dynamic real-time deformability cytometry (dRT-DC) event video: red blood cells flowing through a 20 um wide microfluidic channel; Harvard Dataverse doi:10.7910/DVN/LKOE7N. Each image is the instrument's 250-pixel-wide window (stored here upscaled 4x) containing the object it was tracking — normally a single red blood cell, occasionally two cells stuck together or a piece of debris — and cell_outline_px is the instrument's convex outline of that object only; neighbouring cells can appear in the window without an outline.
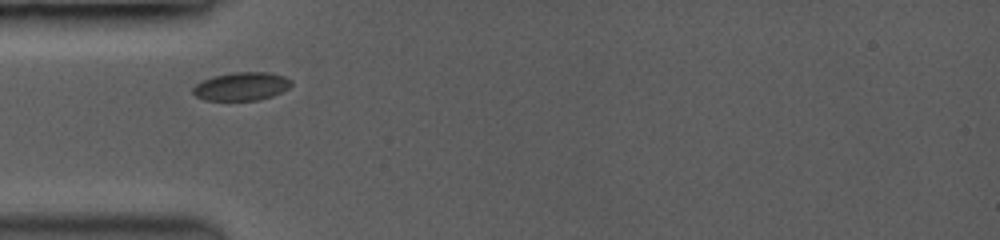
{"species": "common noctule bat (a hibernating species)", "species_latin": "Nyctalus noctula", "temperature_condition": "room temperature", "stored_images_in_passage": 12, "camera_frame_rate_fps": 3500, "um_per_image_px": 0.085, "animal": {"sex": "female", "body_mass_g": 19.0, "forearm_length_mm": 53.3}, "frame": {"image": 1, "passage_image": 1, "time_ms": 0.0, "image_size_px": [1000, 240], "cell_outline_px": [[292, 84], [288, 88], [272, 96], [256, 100], [208, 100], [196, 96], [192, 92], [192, 88], [196, 84], [212, 76], [232, 72], [268, 72], [284, 76], [292, 80]], "centroid_in_image_um": [20.53, 7.33], "position_along_channel_um": 64.5, "area_um2": 16.13}}
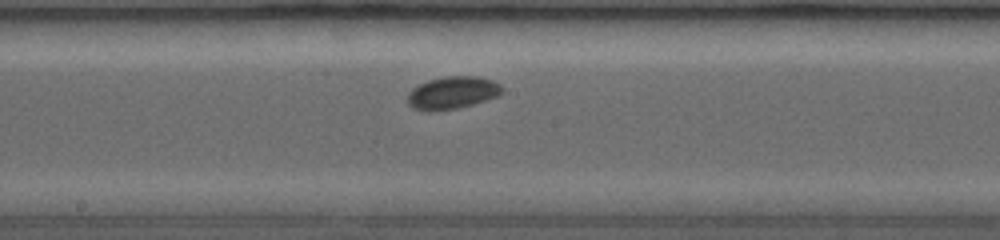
{"frame": {"image": 2, "passage_image": 9, "time_ms": 3.714, "image_size_px": [1000, 240], "cell_outline_px": [[504, 88], [496, 96], [472, 104], [456, 108], [416, 108], [408, 104], [408, 92], [412, 88], [428, 80], [444, 76], [480, 76], [492, 80], [500, 84]], "centroid_in_image_um": [38.49, 7.82], "position_along_channel_um": 209.7, "area_um2": 17.17}}
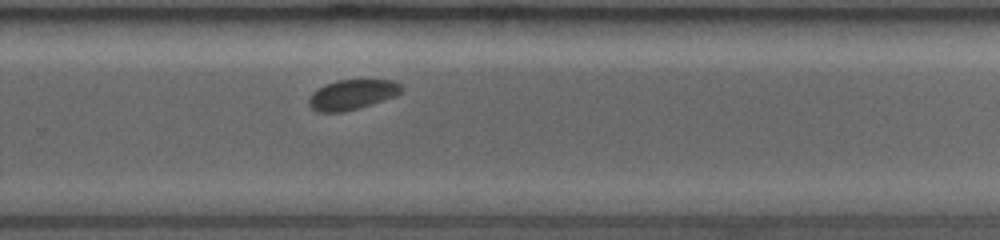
{"frame": {"image": 3, "passage_image": 12, "time_ms": 6.0, "image_size_px": [1000, 240], "cell_outline_px": [[404, 88], [396, 96], [344, 112], [316, 112], [308, 104], [308, 100], [320, 88], [328, 84], [340, 80], [392, 80], [400, 84]], "centroid_in_image_um": [29.97, 8.05], "position_along_channel_um": 299.8, "area_um2": 15.78}}